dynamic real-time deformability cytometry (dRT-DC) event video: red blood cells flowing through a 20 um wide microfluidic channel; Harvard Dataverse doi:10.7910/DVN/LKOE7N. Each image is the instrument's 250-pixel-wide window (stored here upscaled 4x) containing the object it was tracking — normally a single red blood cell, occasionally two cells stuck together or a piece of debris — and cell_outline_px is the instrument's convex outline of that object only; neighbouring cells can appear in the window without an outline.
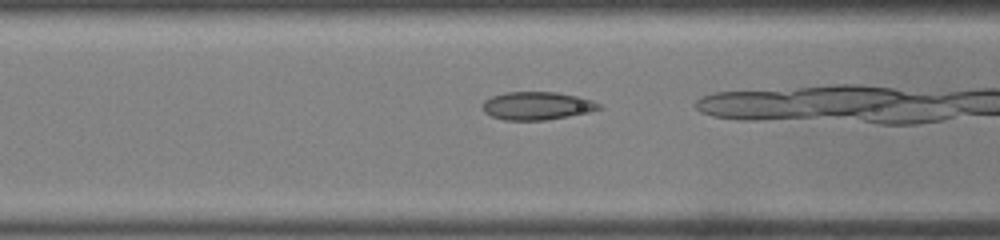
{"species": "common noctule bat (a hibernating species)", "species_latin": "Nyctalus noctula", "temperature_condition": "warm", "stored_images_in_passage": 26, "camera_frame_rate_fps": 3000, "um_per_image_px": 0.085, "animal": {"sex": "male", "body_mass_g": 19.0, "forearm_length_mm": 50.8}, "frame": {"image": 1, "passage_image": 12, "time_ms": 3.667, "image_size_px": [1000, 240], "cell_outline_px": [[604, 108], [588, 112], [568, 116], [544, 120], [504, 120], [492, 116], [484, 112], [484, 100], [492, 96], [504, 92], [556, 92], [576, 96], [592, 100], [600, 104]], "centroid_in_image_um": [45.65, 8.99], "position_along_channel_um": 120.9, "area_um2": 18.9}}
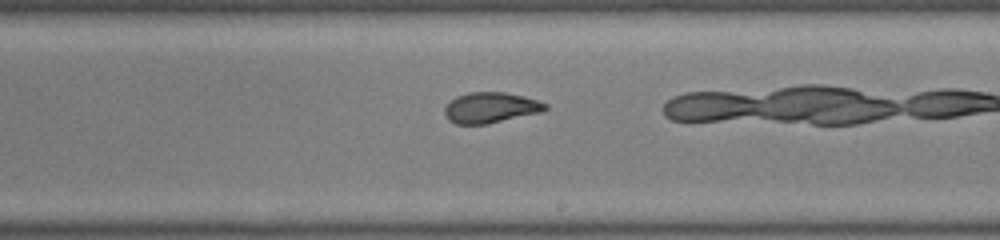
{"frame": {"image": 2, "passage_image": 19, "time_ms": 6.0, "image_size_px": [1000, 240], "cell_outline_px": [[548, 108], [540, 112], [488, 124], [456, 124], [448, 120], [444, 112], [444, 108], [456, 96], [468, 92], [504, 92], [524, 96], [548, 104]], "centroid_in_image_um": [41.69, 9.15], "position_along_channel_um": 247.3, "area_um2": 17.92}}